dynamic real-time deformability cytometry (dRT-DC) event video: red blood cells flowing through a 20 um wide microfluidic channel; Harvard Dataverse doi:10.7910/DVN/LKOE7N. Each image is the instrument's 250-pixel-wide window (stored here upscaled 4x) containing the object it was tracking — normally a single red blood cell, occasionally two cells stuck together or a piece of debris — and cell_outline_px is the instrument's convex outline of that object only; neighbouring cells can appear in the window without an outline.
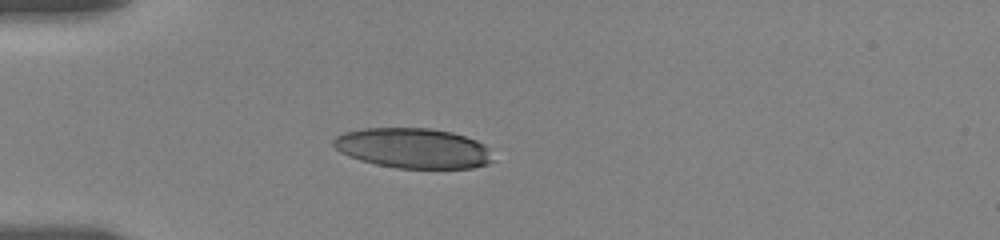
{"species": "human", "species_latin": "Homo sapiens", "temperature_condition": "room temperature", "stored_images_in_passage": 5, "camera_frame_rate_fps": 3000, "um_per_image_px": 0.085, "donor": {"sex": "female"}, "frame": {"image": 1, "passage_image": 1, "time_ms": 0.0, "image_size_px": [1000, 240], "cell_outline_px": [[496, 160], [488, 164], [472, 168], [396, 168], [376, 164], [360, 160], [348, 156], [340, 152], [332, 144], [332, 140], [336, 136], [344, 132], [364, 128], [428, 128], [452, 132], [476, 140], [484, 144], [488, 148]], "centroid_in_image_um": [35.13, 12.6], "position_along_channel_um": 49.9, "area_um2": 37.51}}